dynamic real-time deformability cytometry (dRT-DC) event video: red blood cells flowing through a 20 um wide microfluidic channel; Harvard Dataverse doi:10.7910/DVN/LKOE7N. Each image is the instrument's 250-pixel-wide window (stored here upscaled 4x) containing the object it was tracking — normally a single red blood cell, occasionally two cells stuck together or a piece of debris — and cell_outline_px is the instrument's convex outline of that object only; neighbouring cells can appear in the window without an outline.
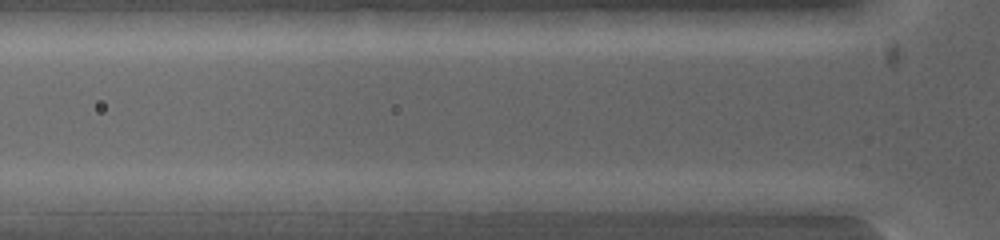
{"species": "common noctule bat (a hibernating species)", "species_latin": "Nyctalus noctula", "temperature_condition": "warm", "stored_images_in_passage": 7, "camera_frame_rate_fps": 5000, "um_per_image_px": 0.085, "animal": {"sex": "female", "body_mass_g": 19.0, "forearm_length_mm": 53.3}, "frame": {"image": 1, "passage_image": 2, "time_ms": 0.4, "image_size_px": [1000, 240], "cell_outline_px": [[600, 200], [576, 208], [556, 212], [508, 212], [488, 200], [560, 192], [592, 192]], "centroid_in_image_um": [46.43, 17.18], "position_along_channel_um": 79.4, "area_um2": 11.33}}